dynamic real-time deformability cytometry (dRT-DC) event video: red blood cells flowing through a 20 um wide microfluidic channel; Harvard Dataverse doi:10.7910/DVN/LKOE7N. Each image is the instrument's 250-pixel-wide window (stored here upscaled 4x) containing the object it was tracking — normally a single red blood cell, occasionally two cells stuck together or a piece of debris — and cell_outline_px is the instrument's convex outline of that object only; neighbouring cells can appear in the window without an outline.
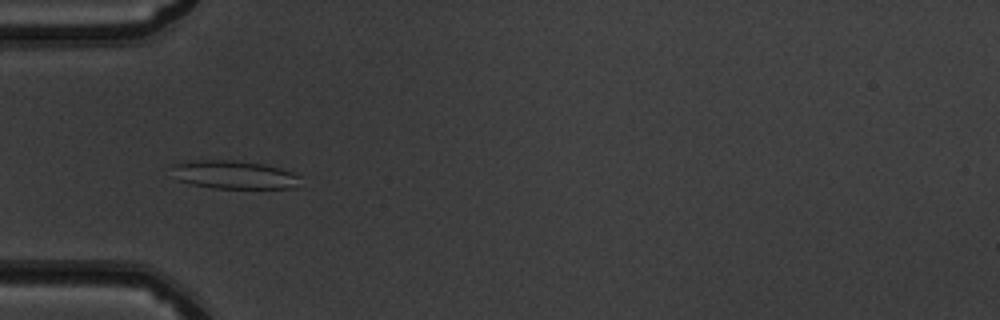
{"species": "common noctule bat (a hibernating species)", "species_latin": "Nyctalus noctula", "temperature_condition": "warm", "stored_images_in_passage": 40, "camera_frame_rate_fps": 3000, "um_per_image_px": 0.085, "animal": {"sex": "male", "body_mass_g": 19.5, "forearm_length_mm": 54.6}, "frame": {"image": 1, "passage_image": 6, "time_ms": 1.667, "image_size_px": [1000, 320], "cell_outline_px": [[300, 176], [296, 188], [212, 188], [192, 184], [176, 180], [172, 168], [172, 164], [196, 160], [232, 160], [260, 164], [280, 168], [292, 172]], "centroid_in_image_um": [19.87, 14.86], "position_along_channel_um": 65.1, "area_um2": 21.04}}
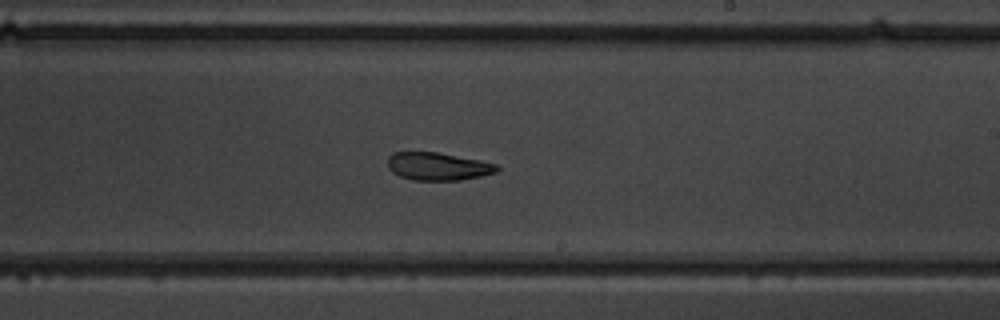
{"frame": {"image": 2, "passage_image": 20, "time_ms": 6.333, "image_size_px": [1000, 320], "cell_outline_px": [[500, 168], [496, 172], [480, 176], [460, 180], [412, 180], [400, 176], [392, 172], [388, 168], [388, 156], [392, 152], [436, 152], [480, 160], [496, 164]], "centroid_in_image_um": [37.2, 14.14], "position_along_channel_um": 251.8, "area_um2": 17.69}}
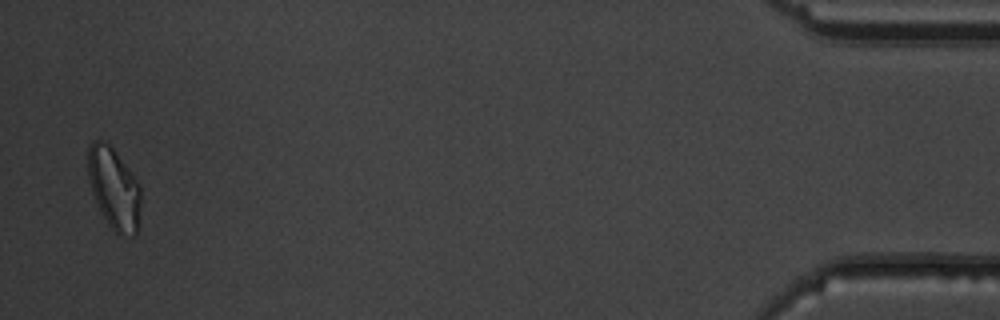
{"frame": {"image": 3, "passage_image": 39, "time_ms": 12.667, "image_size_px": [1000, 320], "cell_outline_px": [[140, 208], [136, 236], [116, 236], [100, 212], [92, 192], [88, 176], [88, 148], [92, 140], [104, 140], [112, 148], [132, 172], [140, 184]], "centroid_in_image_um": [9.69, 16.05], "position_along_channel_um": 425.5, "area_um2": 25.37}, "authors_computed_cell_mechanics": {"area_um2": 18.8717, "velocity_mm_per_s": 4.0408, "shape_relaxation_time_tau1_ms": null, "shape_relaxation_time_tau2_ms": 4.0635, "deformation_change_tau1": null, "deformation_change_tau2": 0.1331}}